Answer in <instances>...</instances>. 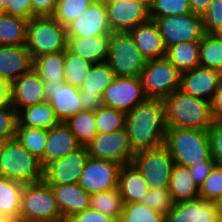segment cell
<instances>
[{
	"label": "cell",
	"instance_id": "cell-36",
	"mask_svg": "<svg viewBox=\"0 0 222 222\" xmlns=\"http://www.w3.org/2000/svg\"><path fill=\"white\" fill-rule=\"evenodd\" d=\"M65 123L81 146H85L98 134L95 125V112L82 110Z\"/></svg>",
	"mask_w": 222,
	"mask_h": 222
},
{
	"label": "cell",
	"instance_id": "cell-45",
	"mask_svg": "<svg viewBox=\"0 0 222 222\" xmlns=\"http://www.w3.org/2000/svg\"><path fill=\"white\" fill-rule=\"evenodd\" d=\"M204 33L222 34V0H213L202 16Z\"/></svg>",
	"mask_w": 222,
	"mask_h": 222
},
{
	"label": "cell",
	"instance_id": "cell-16",
	"mask_svg": "<svg viewBox=\"0 0 222 222\" xmlns=\"http://www.w3.org/2000/svg\"><path fill=\"white\" fill-rule=\"evenodd\" d=\"M111 33L104 0H94L80 16L67 26V37L88 38Z\"/></svg>",
	"mask_w": 222,
	"mask_h": 222
},
{
	"label": "cell",
	"instance_id": "cell-41",
	"mask_svg": "<svg viewBox=\"0 0 222 222\" xmlns=\"http://www.w3.org/2000/svg\"><path fill=\"white\" fill-rule=\"evenodd\" d=\"M165 215L139 202L124 203L119 222H164Z\"/></svg>",
	"mask_w": 222,
	"mask_h": 222
},
{
	"label": "cell",
	"instance_id": "cell-60",
	"mask_svg": "<svg viewBox=\"0 0 222 222\" xmlns=\"http://www.w3.org/2000/svg\"><path fill=\"white\" fill-rule=\"evenodd\" d=\"M218 222H222V214H218Z\"/></svg>",
	"mask_w": 222,
	"mask_h": 222
},
{
	"label": "cell",
	"instance_id": "cell-37",
	"mask_svg": "<svg viewBox=\"0 0 222 222\" xmlns=\"http://www.w3.org/2000/svg\"><path fill=\"white\" fill-rule=\"evenodd\" d=\"M115 75L107 62L92 65L88 76L85 78L83 89L85 94H103L104 90L113 82Z\"/></svg>",
	"mask_w": 222,
	"mask_h": 222
},
{
	"label": "cell",
	"instance_id": "cell-61",
	"mask_svg": "<svg viewBox=\"0 0 222 222\" xmlns=\"http://www.w3.org/2000/svg\"><path fill=\"white\" fill-rule=\"evenodd\" d=\"M219 72H220V84H222V69Z\"/></svg>",
	"mask_w": 222,
	"mask_h": 222
},
{
	"label": "cell",
	"instance_id": "cell-51",
	"mask_svg": "<svg viewBox=\"0 0 222 222\" xmlns=\"http://www.w3.org/2000/svg\"><path fill=\"white\" fill-rule=\"evenodd\" d=\"M32 4V17L51 16L54 13L57 0H30Z\"/></svg>",
	"mask_w": 222,
	"mask_h": 222
},
{
	"label": "cell",
	"instance_id": "cell-19",
	"mask_svg": "<svg viewBox=\"0 0 222 222\" xmlns=\"http://www.w3.org/2000/svg\"><path fill=\"white\" fill-rule=\"evenodd\" d=\"M44 101H47L44 83L33 68L10 84V104L17 113L22 108Z\"/></svg>",
	"mask_w": 222,
	"mask_h": 222
},
{
	"label": "cell",
	"instance_id": "cell-32",
	"mask_svg": "<svg viewBox=\"0 0 222 222\" xmlns=\"http://www.w3.org/2000/svg\"><path fill=\"white\" fill-rule=\"evenodd\" d=\"M64 65V51L49 53L33 59V69L43 82H65Z\"/></svg>",
	"mask_w": 222,
	"mask_h": 222
},
{
	"label": "cell",
	"instance_id": "cell-34",
	"mask_svg": "<svg viewBox=\"0 0 222 222\" xmlns=\"http://www.w3.org/2000/svg\"><path fill=\"white\" fill-rule=\"evenodd\" d=\"M64 80L67 84L81 88L88 76L92 63L73 53L68 47L64 50Z\"/></svg>",
	"mask_w": 222,
	"mask_h": 222
},
{
	"label": "cell",
	"instance_id": "cell-14",
	"mask_svg": "<svg viewBox=\"0 0 222 222\" xmlns=\"http://www.w3.org/2000/svg\"><path fill=\"white\" fill-rule=\"evenodd\" d=\"M112 33L129 32L149 19V10L134 0H104Z\"/></svg>",
	"mask_w": 222,
	"mask_h": 222
},
{
	"label": "cell",
	"instance_id": "cell-1",
	"mask_svg": "<svg viewBox=\"0 0 222 222\" xmlns=\"http://www.w3.org/2000/svg\"><path fill=\"white\" fill-rule=\"evenodd\" d=\"M166 128L162 99L147 98L126 113L125 129L134 152L164 145Z\"/></svg>",
	"mask_w": 222,
	"mask_h": 222
},
{
	"label": "cell",
	"instance_id": "cell-20",
	"mask_svg": "<svg viewBox=\"0 0 222 222\" xmlns=\"http://www.w3.org/2000/svg\"><path fill=\"white\" fill-rule=\"evenodd\" d=\"M165 219L168 222H218V211L214 201L197 197L175 203Z\"/></svg>",
	"mask_w": 222,
	"mask_h": 222
},
{
	"label": "cell",
	"instance_id": "cell-8",
	"mask_svg": "<svg viewBox=\"0 0 222 222\" xmlns=\"http://www.w3.org/2000/svg\"><path fill=\"white\" fill-rule=\"evenodd\" d=\"M140 77L147 98L164 100L180 89L181 72L165 56L147 60Z\"/></svg>",
	"mask_w": 222,
	"mask_h": 222
},
{
	"label": "cell",
	"instance_id": "cell-2",
	"mask_svg": "<svg viewBox=\"0 0 222 222\" xmlns=\"http://www.w3.org/2000/svg\"><path fill=\"white\" fill-rule=\"evenodd\" d=\"M166 127L208 130L213 123L211 102L178 89L164 100Z\"/></svg>",
	"mask_w": 222,
	"mask_h": 222
},
{
	"label": "cell",
	"instance_id": "cell-9",
	"mask_svg": "<svg viewBox=\"0 0 222 222\" xmlns=\"http://www.w3.org/2000/svg\"><path fill=\"white\" fill-rule=\"evenodd\" d=\"M132 163L147 180L149 189L169 188L175 163L165 145L135 152Z\"/></svg>",
	"mask_w": 222,
	"mask_h": 222
},
{
	"label": "cell",
	"instance_id": "cell-26",
	"mask_svg": "<svg viewBox=\"0 0 222 222\" xmlns=\"http://www.w3.org/2000/svg\"><path fill=\"white\" fill-rule=\"evenodd\" d=\"M110 35L88 38L67 37V47L92 64L106 62Z\"/></svg>",
	"mask_w": 222,
	"mask_h": 222
},
{
	"label": "cell",
	"instance_id": "cell-23",
	"mask_svg": "<svg viewBox=\"0 0 222 222\" xmlns=\"http://www.w3.org/2000/svg\"><path fill=\"white\" fill-rule=\"evenodd\" d=\"M62 217H69L90 208V194L78 183L48 184Z\"/></svg>",
	"mask_w": 222,
	"mask_h": 222
},
{
	"label": "cell",
	"instance_id": "cell-5",
	"mask_svg": "<svg viewBox=\"0 0 222 222\" xmlns=\"http://www.w3.org/2000/svg\"><path fill=\"white\" fill-rule=\"evenodd\" d=\"M67 27L52 16H34L27 26L26 47L32 59L64 51L67 48Z\"/></svg>",
	"mask_w": 222,
	"mask_h": 222
},
{
	"label": "cell",
	"instance_id": "cell-22",
	"mask_svg": "<svg viewBox=\"0 0 222 222\" xmlns=\"http://www.w3.org/2000/svg\"><path fill=\"white\" fill-rule=\"evenodd\" d=\"M33 68L26 45H0V75L10 84Z\"/></svg>",
	"mask_w": 222,
	"mask_h": 222
},
{
	"label": "cell",
	"instance_id": "cell-57",
	"mask_svg": "<svg viewBox=\"0 0 222 222\" xmlns=\"http://www.w3.org/2000/svg\"><path fill=\"white\" fill-rule=\"evenodd\" d=\"M138 3H141L142 5H144L148 10L150 9V7L152 6L154 0H134Z\"/></svg>",
	"mask_w": 222,
	"mask_h": 222
},
{
	"label": "cell",
	"instance_id": "cell-24",
	"mask_svg": "<svg viewBox=\"0 0 222 222\" xmlns=\"http://www.w3.org/2000/svg\"><path fill=\"white\" fill-rule=\"evenodd\" d=\"M146 60L162 58L166 47L153 19L138 24L128 32Z\"/></svg>",
	"mask_w": 222,
	"mask_h": 222
},
{
	"label": "cell",
	"instance_id": "cell-56",
	"mask_svg": "<svg viewBox=\"0 0 222 222\" xmlns=\"http://www.w3.org/2000/svg\"><path fill=\"white\" fill-rule=\"evenodd\" d=\"M215 206L216 209L218 211V214H222V196H220L219 198H217L215 201Z\"/></svg>",
	"mask_w": 222,
	"mask_h": 222
},
{
	"label": "cell",
	"instance_id": "cell-27",
	"mask_svg": "<svg viewBox=\"0 0 222 222\" xmlns=\"http://www.w3.org/2000/svg\"><path fill=\"white\" fill-rule=\"evenodd\" d=\"M17 120V126L41 128L45 130L59 123V120L55 116L54 109L48 101L22 108L17 113Z\"/></svg>",
	"mask_w": 222,
	"mask_h": 222
},
{
	"label": "cell",
	"instance_id": "cell-18",
	"mask_svg": "<svg viewBox=\"0 0 222 222\" xmlns=\"http://www.w3.org/2000/svg\"><path fill=\"white\" fill-rule=\"evenodd\" d=\"M220 86V72L201 65L181 73L180 90L204 100L212 101Z\"/></svg>",
	"mask_w": 222,
	"mask_h": 222
},
{
	"label": "cell",
	"instance_id": "cell-12",
	"mask_svg": "<svg viewBox=\"0 0 222 222\" xmlns=\"http://www.w3.org/2000/svg\"><path fill=\"white\" fill-rule=\"evenodd\" d=\"M146 99L140 76L116 77L102 94L104 106L125 113Z\"/></svg>",
	"mask_w": 222,
	"mask_h": 222
},
{
	"label": "cell",
	"instance_id": "cell-4",
	"mask_svg": "<svg viewBox=\"0 0 222 222\" xmlns=\"http://www.w3.org/2000/svg\"><path fill=\"white\" fill-rule=\"evenodd\" d=\"M44 168L40 159L32 155L22 144L12 138L6 140L0 153V177L22 184H34L43 180Z\"/></svg>",
	"mask_w": 222,
	"mask_h": 222
},
{
	"label": "cell",
	"instance_id": "cell-53",
	"mask_svg": "<svg viewBox=\"0 0 222 222\" xmlns=\"http://www.w3.org/2000/svg\"><path fill=\"white\" fill-rule=\"evenodd\" d=\"M211 114L213 121H222V84L211 101Z\"/></svg>",
	"mask_w": 222,
	"mask_h": 222
},
{
	"label": "cell",
	"instance_id": "cell-54",
	"mask_svg": "<svg viewBox=\"0 0 222 222\" xmlns=\"http://www.w3.org/2000/svg\"><path fill=\"white\" fill-rule=\"evenodd\" d=\"M213 0H189L190 10L193 14L203 16Z\"/></svg>",
	"mask_w": 222,
	"mask_h": 222
},
{
	"label": "cell",
	"instance_id": "cell-59",
	"mask_svg": "<svg viewBox=\"0 0 222 222\" xmlns=\"http://www.w3.org/2000/svg\"><path fill=\"white\" fill-rule=\"evenodd\" d=\"M4 143H5V141L0 140V153H1V150H2V147H3Z\"/></svg>",
	"mask_w": 222,
	"mask_h": 222
},
{
	"label": "cell",
	"instance_id": "cell-3",
	"mask_svg": "<svg viewBox=\"0 0 222 222\" xmlns=\"http://www.w3.org/2000/svg\"><path fill=\"white\" fill-rule=\"evenodd\" d=\"M164 145L175 164L191 167L212 157L208 130L167 127Z\"/></svg>",
	"mask_w": 222,
	"mask_h": 222
},
{
	"label": "cell",
	"instance_id": "cell-48",
	"mask_svg": "<svg viewBox=\"0 0 222 222\" xmlns=\"http://www.w3.org/2000/svg\"><path fill=\"white\" fill-rule=\"evenodd\" d=\"M208 134L212 158L217 166L222 167V121H213Z\"/></svg>",
	"mask_w": 222,
	"mask_h": 222
},
{
	"label": "cell",
	"instance_id": "cell-42",
	"mask_svg": "<svg viewBox=\"0 0 222 222\" xmlns=\"http://www.w3.org/2000/svg\"><path fill=\"white\" fill-rule=\"evenodd\" d=\"M139 203L154 209L165 216L175 205L168 188L148 189L147 193Z\"/></svg>",
	"mask_w": 222,
	"mask_h": 222
},
{
	"label": "cell",
	"instance_id": "cell-6",
	"mask_svg": "<svg viewBox=\"0 0 222 222\" xmlns=\"http://www.w3.org/2000/svg\"><path fill=\"white\" fill-rule=\"evenodd\" d=\"M62 221L54 194L44 180L25 184L21 197L19 222Z\"/></svg>",
	"mask_w": 222,
	"mask_h": 222
},
{
	"label": "cell",
	"instance_id": "cell-7",
	"mask_svg": "<svg viewBox=\"0 0 222 222\" xmlns=\"http://www.w3.org/2000/svg\"><path fill=\"white\" fill-rule=\"evenodd\" d=\"M115 77L140 76L147 60L128 32L111 33L107 61Z\"/></svg>",
	"mask_w": 222,
	"mask_h": 222
},
{
	"label": "cell",
	"instance_id": "cell-21",
	"mask_svg": "<svg viewBox=\"0 0 222 222\" xmlns=\"http://www.w3.org/2000/svg\"><path fill=\"white\" fill-rule=\"evenodd\" d=\"M80 146L69 126L65 122H59L47 130L45 150L40 159L42 167L45 168L52 161L64 157Z\"/></svg>",
	"mask_w": 222,
	"mask_h": 222
},
{
	"label": "cell",
	"instance_id": "cell-15",
	"mask_svg": "<svg viewBox=\"0 0 222 222\" xmlns=\"http://www.w3.org/2000/svg\"><path fill=\"white\" fill-rule=\"evenodd\" d=\"M88 158L86 147L80 146L64 157L49 163L44 168L43 180L47 184L78 183Z\"/></svg>",
	"mask_w": 222,
	"mask_h": 222
},
{
	"label": "cell",
	"instance_id": "cell-11",
	"mask_svg": "<svg viewBox=\"0 0 222 222\" xmlns=\"http://www.w3.org/2000/svg\"><path fill=\"white\" fill-rule=\"evenodd\" d=\"M85 147L89 157L115 161L121 165L132 163L135 154L125 128L110 133H98Z\"/></svg>",
	"mask_w": 222,
	"mask_h": 222
},
{
	"label": "cell",
	"instance_id": "cell-58",
	"mask_svg": "<svg viewBox=\"0 0 222 222\" xmlns=\"http://www.w3.org/2000/svg\"><path fill=\"white\" fill-rule=\"evenodd\" d=\"M0 222H19V221L8 216H0Z\"/></svg>",
	"mask_w": 222,
	"mask_h": 222
},
{
	"label": "cell",
	"instance_id": "cell-46",
	"mask_svg": "<svg viewBox=\"0 0 222 222\" xmlns=\"http://www.w3.org/2000/svg\"><path fill=\"white\" fill-rule=\"evenodd\" d=\"M17 122V111L10 103L0 107V140L15 138Z\"/></svg>",
	"mask_w": 222,
	"mask_h": 222
},
{
	"label": "cell",
	"instance_id": "cell-35",
	"mask_svg": "<svg viewBox=\"0 0 222 222\" xmlns=\"http://www.w3.org/2000/svg\"><path fill=\"white\" fill-rule=\"evenodd\" d=\"M124 207L118 188L90 194V208L120 219Z\"/></svg>",
	"mask_w": 222,
	"mask_h": 222
},
{
	"label": "cell",
	"instance_id": "cell-43",
	"mask_svg": "<svg viewBox=\"0 0 222 222\" xmlns=\"http://www.w3.org/2000/svg\"><path fill=\"white\" fill-rule=\"evenodd\" d=\"M191 12L189 0H154L149 17H165Z\"/></svg>",
	"mask_w": 222,
	"mask_h": 222
},
{
	"label": "cell",
	"instance_id": "cell-28",
	"mask_svg": "<svg viewBox=\"0 0 222 222\" xmlns=\"http://www.w3.org/2000/svg\"><path fill=\"white\" fill-rule=\"evenodd\" d=\"M168 189L175 203L200 197V188L193 181L187 166L174 164Z\"/></svg>",
	"mask_w": 222,
	"mask_h": 222
},
{
	"label": "cell",
	"instance_id": "cell-38",
	"mask_svg": "<svg viewBox=\"0 0 222 222\" xmlns=\"http://www.w3.org/2000/svg\"><path fill=\"white\" fill-rule=\"evenodd\" d=\"M15 138L32 155L36 156L38 159L43 157L47 139V130L26 126H16Z\"/></svg>",
	"mask_w": 222,
	"mask_h": 222
},
{
	"label": "cell",
	"instance_id": "cell-50",
	"mask_svg": "<svg viewBox=\"0 0 222 222\" xmlns=\"http://www.w3.org/2000/svg\"><path fill=\"white\" fill-rule=\"evenodd\" d=\"M215 165L211 157L208 161L189 167L191 177L199 188L204 184L205 179L209 176Z\"/></svg>",
	"mask_w": 222,
	"mask_h": 222
},
{
	"label": "cell",
	"instance_id": "cell-29",
	"mask_svg": "<svg viewBox=\"0 0 222 222\" xmlns=\"http://www.w3.org/2000/svg\"><path fill=\"white\" fill-rule=\"evenodd\" d=\"M165 57L182 73L200 65L199 41L174 44L166 49Z\"/></svg>",
	"mask_w": 222,
	"mask_h": 222
},
{
	"label": "cell",
	"instance_id": "cell-44",
	"mask_svg": "<svg viewBox=\"0 0 222 222\" xmlns=\"http://www.w3.org/2000/svg\"><path fill=\"white\" fill-rule=\"evenodd\" d=\"M222 196V167L215 165L200 188V198L215 201Z\"/></svg>",
	"mask_w": 222,
	"mask_h": 222
},
{
	"label": "cell",
	"instance_id": "cell-25",
	"mask_svg": "<svg viewBox=\"0 0 222 222\" xmlns=\"http://www.w3.org/2000/svg\"><path fill=\"white\" fill-rule=\"evenodd\" d=\"M148 189L147 180L133 163L122 165L118 190L124 203L140 202Z\"/></svg>",
	"mask_w": 222,
	"mask_h": 222
},
{
	"label": "cell",
	"instance_id": "cell-33",
	"mask_svg": "<svg viewBox=\"0 0 222 222\" xmlns=\"http://www.w3.org/2000/svg\"><path fill=\"white\" fill-rule=\"evenodd\" d=\"M199 58L203 67L222 69V34L204 33L199 41Z\"/></svg>",
	"mask_w": 222,
	"mask_h": 222
},
{
	"label": "cell",
	"instance_id": "cell-13",
	"mask_svg": "<svg viewBox=\"0 0 222 222\" xmlns=\"http://www.w3.org/2000/svg\"><path fill=\"white\" fill-rule=\"evenodd\" d=\"M121 167L115 161L89 157L78 184L89 194L116 189Z\"/></svg>",
	"mask_w": 222,
	"mask_h": 222
},
{
	"label": "cell",
	"instance_id": "cell-55",
	"mask_svg": "<svg viewBox=\"0 0 222 222\" xmlns=\"http://www.w3.org/2000/svg\"><path fill=\"white\" fill-rule=\"evenodd\" d=\"M10 103V83L0 75V107Z\"/></svg>",
	"mask_w": 222,
	"mask_h": 222
},
{
	"label": "cell",
	"instance_id": "cell-49",
	"mask_svg": "<svg viewBox=\"0 0 222 222\" xmlns=\"http://www.w3.org/2000/svg\"><path fill=\"white\" fill-rule=\"evenodd\" d=\"M62 222H119V220L89 208L72 216L62 217Z\"/></svg>",
	"mask_w": 222,
	"mask_h": 222
},
{
	"label": "cell",
	"instance_id": "cell-17",
	"mask_svg": "<svg viewBox=\"0 0 222 222\" xmlns=\"http://www.w3.org/2000/svg\"><path fill=\"white\" fill-rule=\"evenodd\" d=\"M43 83L46 100L54 109L59 122H65L83 110L79 88L66 82Z\"/></svg>",
	"mask_w": 222,
	"mask_h": 222
},
{
	"label": "cell",
	"instance_id": "cell-10",
	"mask_svg": "<svg viewBox=\"0 0 222 222\" xmlns=\"http://www.w3.org/2000/svg\"><path fill=\"white\" fill-rule=\"evenodd\" d=\"M149 18L157 25L166 49L182 42L200 41L204 35L202 17L192 12Z\"/></svg>",
	"mask_w": 222,
	"mask_h": 222
},
{
	"label": "cell",
	"instance_id": "cell-39",
	"mask_svg": "<svg viewBox=\"0 0 222 222\" xmlns=\"http://www.w3.org/2000/svg\"><path fill=\"white\" fill-rule=\"evenodd\" d=\"M125 117V112L103 105L95 111V125L97 132L110 133L124 129Z\"/></svg>",
	"mask_w": 222,
	"mask_h": 222
},
{
	"label": "cell",
	"instance_id": "cell-40",
	"mask_svg": "<svg viewBox=\"0 0 222 222\" xmlns=\"http://www.w3.org/2000/svg\"><path fill=\"white\" fill-rule=\"evenodd\" d=\"M94 0H57L54 13L51 15L62 26L67 27L80 16Z\"/></svg>",
	"mask_w": 222,
	"mask_h": 222
},
{
	"label": "cell",
	"instance_id": "cell-47",
	"mask_svg": "<svg viewBox=\"0 0 222 222\" xmlns=\"http://www.w3.org/2000/svg\"><path fill=\"white\" fill-rule=\"evenodd\" d=\"M0 12L30 20L32 4L30 0H0Z\"/></svg>",
	"mask_w": 222,
	"mask_h": 222
},
{
	"label": "cell",
	"instance_id": "cell-31",
	"mask_svg": "<svg viewBox=\"0 0 222 222\" xmlns=\"http://www.w3.org/2000/svg\"><path fill=\"white\" fill-rule=\"evenodd\" d=\"M28 19L0 12V45H26Z\"/></svg>",
	"mask_w": 222,
	"mask_h": 222
},
{
	"label": "cell",
	"instance_id": "cell-30",
	"mask_svg": "<svg viewBox=\"0 0 222 222\" xmlns=\"http://www.w3.org/2000/svg\"><path fill=\"white\" fill-rule=\"evenodd\" d=\"M24 184L0 177V214L19 221Z\"/></svg>",
	"mask_w": 222,
	"mask_h": 222
},
{
	"label": "cell",
	"instance_id": "cell-52",
	"mask_svg": "<svg viewBox=\"0 0 222 222\" xmlns=\"http://www.w3.org/2000/svg\"><path fill=\"white\" fill-rule=\"evenodd\" d=\"M79 93L83 110L95 112L103 106L101 94H85L83 89H79Z\"/></svg>",
	"mask_w": 222,
	"mask_h": 222
}]
</instances>
